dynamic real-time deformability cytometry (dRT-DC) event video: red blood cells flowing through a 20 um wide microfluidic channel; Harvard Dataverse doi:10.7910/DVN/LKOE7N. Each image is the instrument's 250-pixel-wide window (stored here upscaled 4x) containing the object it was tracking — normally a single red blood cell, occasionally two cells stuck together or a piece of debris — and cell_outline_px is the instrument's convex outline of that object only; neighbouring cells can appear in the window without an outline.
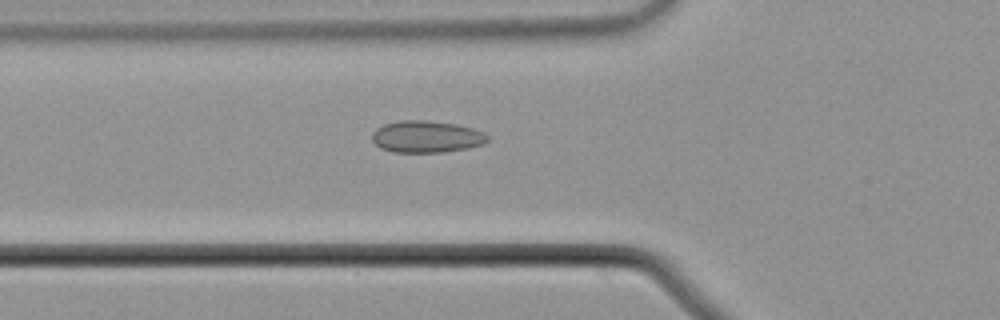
{"species": "common noctule bat (a hibernating species)", "species_latin": "Nyctalus noctula", "temperature_condition": "cold", "stored_images_in_passage": 55, "camera_frame_rate_fps": 3000, "um_per_image_px": 0.085, "animal": {"sex": "male", "body_mass_g": 21.5, "forearm_length_mm": 52.0}, "frame": {"image": 1, "passage_image": 20, "time_ms": 6.333, "image_size_px": [1000, 320], "cell_outline_px": [[488, 140], [484, 144], [468, 148], [440, 152], [392, 152], [380, 148], [372, 140], [372, 132], [376, 128], [384, 124], [400, 120], [424, 120], [456, 124], [472, 128], [484, 132], [488, 136]], "centroid_in_image_um": [36.23, 11.61], "position_along_channel_um": 89.6, "area_um2": 21.5}}
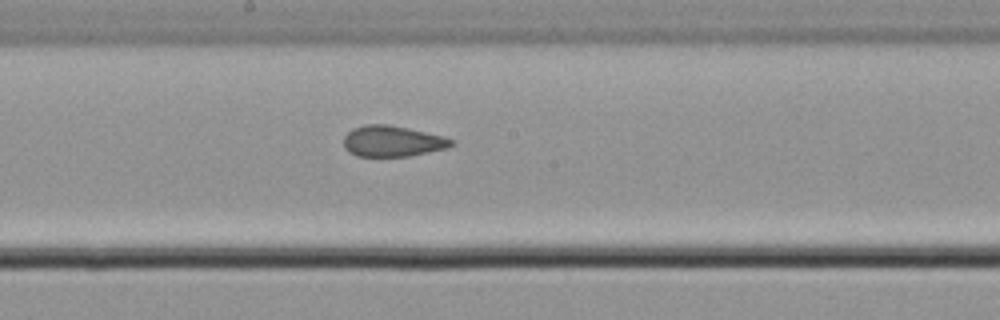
{"frame": {"image": 2, "passage_image": 30, "time_ms": 9.667, "image_size_px": [1000, 320], "cell_outline_px": [[456, 144], [448, 148], [408, 156], [356, 156], [348, 152], [344, 148], [344, 136], [352, 128], [364, 124], [388, 124], [408, 128], [444, 136], [456, 140]], "centroid_in_image_um": [33.37, 11.99], "position_along_channel_um": 214.8, "area_um2": 19.65}}
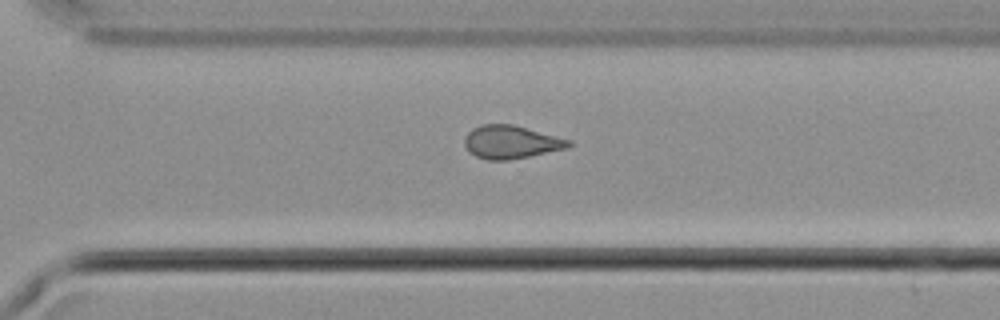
{"frame": {"image": 3, "passage_image": 39, "time_ms": 12.667, "image_size_px": [1000, 320], "cell_outline_px": [[572, 144], [568, 148], [508, 160], [488, 160], [476, 156], [468, 152], [464, 144], [464, 136], [472, 128], [480, 124], [512, 124], [572, 140]], "centroid_in_image_um": [43.41, 12.07], "position_along_channel_um": 327.2, "area_um2": 20.17}, "authors_computed_cell_mechanics": {"area_um2": 20.2878, "velocity_mm_per_s": 3.7406, "shape_relaxation_time_tau1_ms": null, "shape_relaxation_time_tau2_ms": 1.8926, "deformation_change_tau1": null, "deformation_change_tau2": 0.0731}}